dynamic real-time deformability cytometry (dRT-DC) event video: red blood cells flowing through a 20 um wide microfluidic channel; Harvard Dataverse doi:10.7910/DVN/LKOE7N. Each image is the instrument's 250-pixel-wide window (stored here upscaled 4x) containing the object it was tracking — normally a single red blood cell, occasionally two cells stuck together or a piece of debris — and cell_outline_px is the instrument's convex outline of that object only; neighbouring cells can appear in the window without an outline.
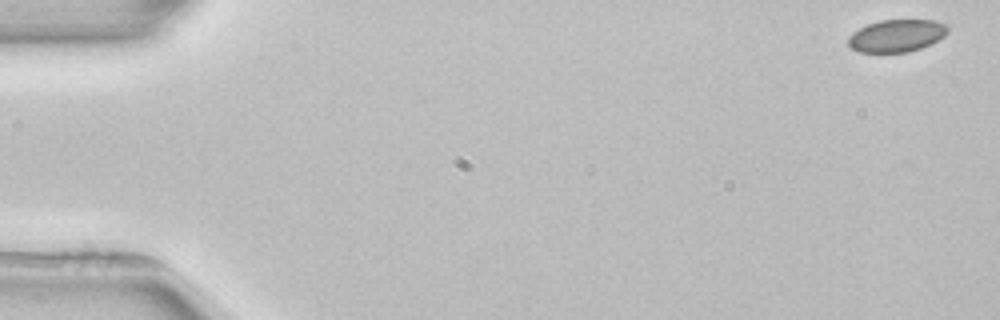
{"species": "common noctule bat (a hibernating species)", "species_latin": "Nyctalus noctula", "temperature_condition": "room temperature", "stored_images_in_passage": 4, "camera_frame_rate_fps": 3000, "um_per_image_px": 0.085, "animal": {"sex": "female", "body_mass_g": 22.7, "forearm_length_mm": 54.2}, "frame": {"image": 1, "passage_image": 1, "time_ms": 0.0, "image_size_px": [1000, 320], "cell_outline_px": [[948, 32], [944, 36], [920, 48], [908, 52], [860, 52], [852, 48], [848, 44], [848, 36], [852, 32], [868, 24], [880, 20], [932, 20], [948, 24]], "centroid_in_image_um": [76.2, 3.02], "position_along_channel_um": 8.8, "area_um2": 18.67}}
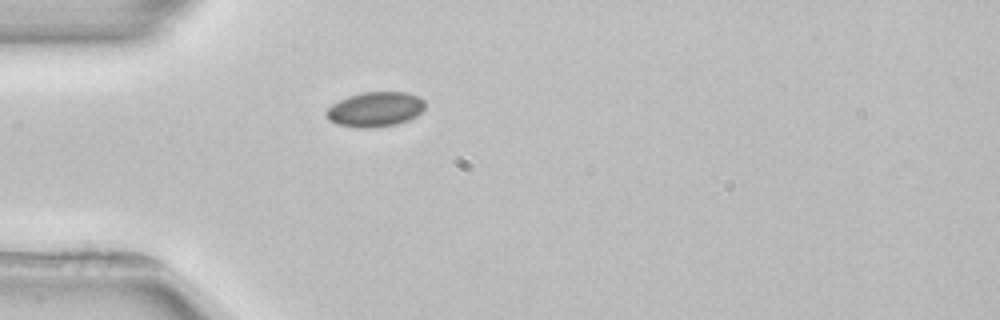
{"frame": {"image": 2, "passage_image": 4, "time_ms": 4.667, "image_size_px": [1000, 320], "cell_outline_px": [[424, 108], [416, 116], [408, 120], [396, 124], [372, 128], [356, 128], [336, 124], [328, 120], [324, 112], [332, 104], [348, 96], [364, 92], [408, 92], [424, 100]], "centroid_in_image_um": [31.86, 9.3], "position_along_channel_um": 53.1, "area_um2": 20.11}}